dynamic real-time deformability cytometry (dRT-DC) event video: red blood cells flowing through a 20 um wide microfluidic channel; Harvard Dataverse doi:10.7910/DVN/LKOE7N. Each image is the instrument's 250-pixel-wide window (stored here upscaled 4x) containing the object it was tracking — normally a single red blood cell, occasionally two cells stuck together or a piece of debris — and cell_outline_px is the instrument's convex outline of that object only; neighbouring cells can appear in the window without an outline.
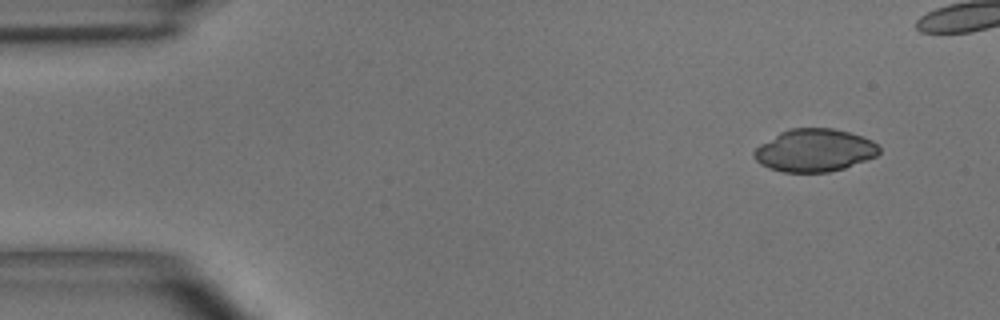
{"species": "common noctule bat (a hibernating species)", "species_latin": "Nyctalus noctula", "temperature_condition": "room temperature", "stored_images_in_passage": 7, "camera_frame_rate_fps": 3000, "um_per_image_px": 0.085, "animal": {"sex": "male", "body_mass_g": 15.6}, "frame": {"image": 1, "passage_image": 1, "time_ms": 0.0, "image_size_px": [1000, 320], "cell_outline_px": [[880, 152], [876, 156], [844, 168], [828, 172], [784, 172], [768, 168], [760, 164], [752, 156], [752, 152], [760, 144], [780, 132], [788, 128], [832, 128], [848, 132], [872, 140], [880, 148]], "centroid_in_image_um": [69.2, 12.78], "position_along_channel_um": 15.8, "area_um2": 31.1}}